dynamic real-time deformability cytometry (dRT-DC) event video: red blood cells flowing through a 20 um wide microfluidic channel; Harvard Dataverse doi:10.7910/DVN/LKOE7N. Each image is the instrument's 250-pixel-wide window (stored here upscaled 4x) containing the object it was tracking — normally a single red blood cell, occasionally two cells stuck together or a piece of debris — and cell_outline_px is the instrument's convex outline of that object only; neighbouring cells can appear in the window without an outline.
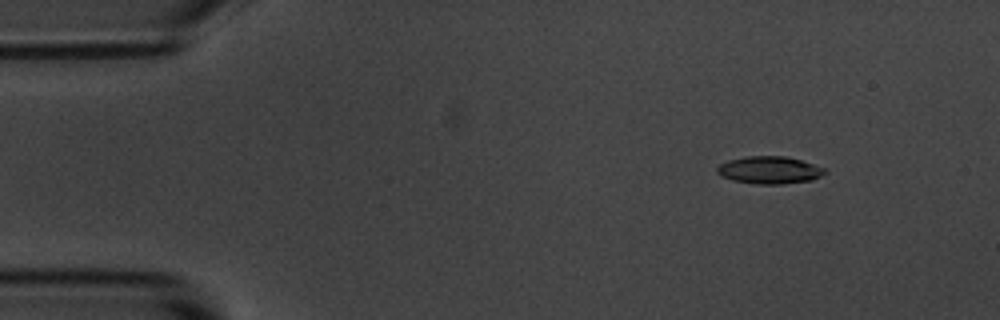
{"species": "common noctule bat (a hibernating species)", "species_latin": "Nyctalus noctula", "temperature_condition": "room temperature", "stored_images_in_passage": 6, "camera_frame_rate_fps": 3000, "um_per_image_px": 0.085, "animal": {"sex": "male", "body_mass_g": 20.1, "forearm_length_mm": 53.5}, "frame": {"image": 1, "passage_image": 2, "time_ms": 1.333, "image_size_px": [1000, 320], "cell_outline_px": [[828, 172], [812, 180], [780, 184], [756, 184], [732, 180], [720, 176], [716, 172], [716, 168], [720, 164], [728, 160], [748, 156], [784, 156], [800, 160], [824, 168]], "centroid_in_image_um": [65.37, 14.46], "position_along_channel_um": 19.6, "area_um2": 17.17}}
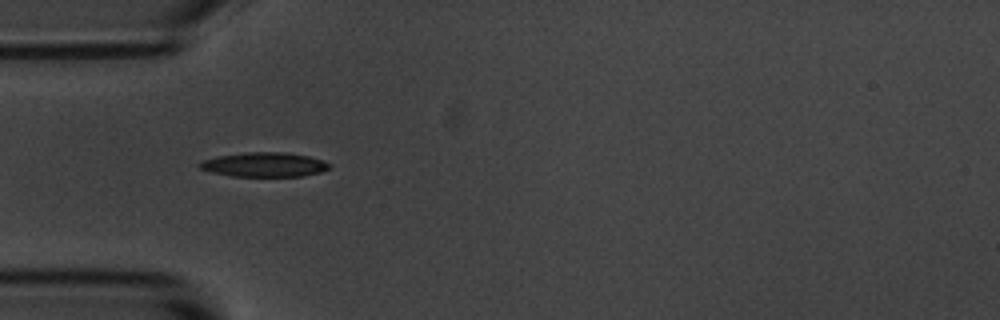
{"frame": {"image": 2, "passage_image": 5, "time_ms": 4.667, "image_size_px": [1000, 320], "cell_outline_px": [[328, 168], [320, 172], [304, 176], [232, 176], [212, 172], [200, 168], [196, 164], [204, 160], [216, 156], [248, 152], [284, 152], [308, 156], [324, 160], [328, 164]], "centroid_in_image_um": [22.44, 13.99], "position_along_channel_um": 62.6, "area_um2": 18.32}}